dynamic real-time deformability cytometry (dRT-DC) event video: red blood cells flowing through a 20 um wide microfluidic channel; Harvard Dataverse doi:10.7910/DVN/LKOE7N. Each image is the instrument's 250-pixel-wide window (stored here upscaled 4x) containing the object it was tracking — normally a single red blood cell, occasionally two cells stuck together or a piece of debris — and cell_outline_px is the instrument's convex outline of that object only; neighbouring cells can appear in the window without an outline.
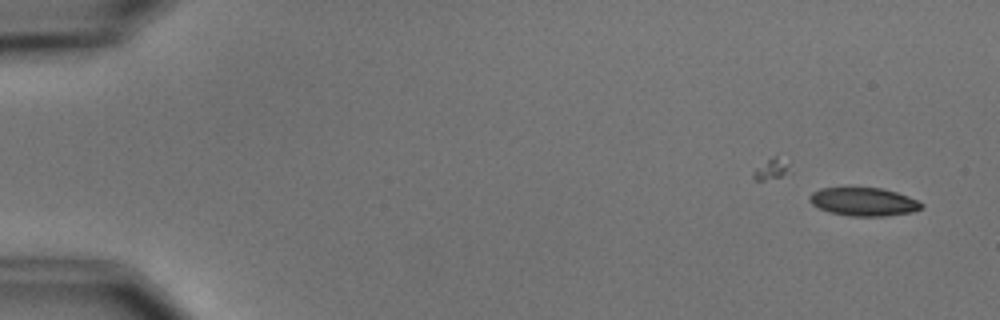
{"species": "common noctule bat (a hibernating species)", "species_latin": "Nyctalus noctula", "temperature_condition": "cold", "stored_images_in_passage": 3, "camera_frame_rate_fps": 3000, "um_per_image_px": 0.085, "animal": {"sex": "male", "body_mass_g": 15.6}, "frame": {"image": 1, "passage_image": 3, "time_ms": 2.333, "image_size_px": [1000, 320], "cell_outline_px": [[924, 208], [912, 212], [888, 216], [852, 216], [828, 212], [812, 204], [808, 200], [808, 196], [812, 192], [820, 188], [848, 184], [880, 188], [896, 192], [908, 196], [924, 204]], "centroid_in_image_um": [73.36, 17.1], "position_along_channel_um": 11.6, "area_um2": 19.36}}